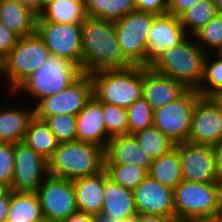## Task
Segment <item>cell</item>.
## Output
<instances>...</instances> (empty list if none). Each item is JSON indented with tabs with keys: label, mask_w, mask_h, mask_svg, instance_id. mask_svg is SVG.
Returning <instances> with one entry per match:
<instances>
[{
	"label": "cell",
	"mask_w": 222,
	"mask_h": 222,
	"mask_svg": "<svg viewBox=\"0 0 222 222\" xmlns=\"http://www.w3.org/2000/svg\"><path fill=\"white\" fill-rule=\"evenodd\" d=\"M93 95L101 102L128 108L143 96V67L103 70L90 75Z\"/></svg>",
	"instance_id": "obj_4"
},
{
	"label": "cell",
	"mask_w": 222,
	"mask_h": 222,
	"mask_svg": "<svg viewBox=\"0 0 222 222\" xmlns=\"http://www.w3.org/2000/svg\"><path fill=\"white\" fill-rule=\"evenodd\" d=\"M189 88L179 80L143 67V97L153 111L180 98Z\"/></svg>",
	"instance_id": "obj_18"
},
{
	"label": "cell",
	"mask_w": 222,
	"mask_h": 222,
	"mask_svg": "<svg viewBox=\"0 0 222 222\" xmlns=\"http://www.w3.org/2000/svg\"><path fill=\"white\" fill-rule=\"evenodd\" d=\"M14 173L10 189L36 192L48 174V161L24 142L14 143Z\"/></svg>",
	"instance_id": "obj_14"
},
{
	"label": "cell",
	"mask_w": 222,
	"mask_h": 222,
	"mask_svg": "<svg viewBox=\"0 0 222 222\" xmlns=\"http://www.w3.org/2000/svg\"><path fill=\"white\" fill-rule=\"evenodd\" d=\"M84 0H56L37 17V21L82 24L86 19Z\"/></svg>",
	"instance_id": "obj_26"
},
{
	"label": "cell",
	"mask_w": 222,
	"mask_h": 222,
	"mask_svg": "<svg viewBox=\"0 0 222 222\" xmlns=\"http://www.w3.org/2000/svg\"><path fill=\"white\" fill-rule=\"evenodd\" d=\"M55 1L56 0H41V13L48 5L52 4Z\"/></svg>",
	"instance_id": "obj_52"
},
{
	"label": "cell",
	"mask_w": 222,
	"mask_h": 222,
	"mask_svg": "<svg viewBox=\"0 0 222 222\" xmlns=\"http://www.w3.org/2000/svg\"><path fill=\"white\" fill-rule=\"evenodd\" d=\"M49 49L37 33L19 38L10 53L0 62V75L8 84L7 92L14 90L50 57Z\"/></svg>",
	"instance_id": "obj_6"
},
{
	"label": "cell",
	"mask_w": 222,
	"mask_h": 222,
	"mask_svg": "<svg viewBox=\"0 0 222 222\" xmlns=\"http://www.w3.org/2000/svg\"><path fill=\"white\" fill-rule=\"evenodd\" d=\"M21 5L39 16L41 14V0H17Z\"/></svg>",
	"instance_id": "obj_46"
},
{
	"label": "cell",
	"mask_w": 222,
	"mask_h": 222,
	"mask_svg": "<svg viewBox=\"0 0 222 222\" xmlns=\"http://www.w3.org/2000/svg\"><path fill=\"white\" fill-rule=\"evenodd\" d=\"M93 95L90 75L82 73L66 89L45 97L34 105L36 117H49L56 114L77 115Z\"/></svg>",
	"instance_id": "obj_11"
},
{
	"label": "cell",
	"mask_w": 222,
	"mask_h": 222,
	"mask_svg": "<svg viewBox=\"0 0 222 222\" xmlns=\"http://www.w3.org/2000/svg\"><path fill=\"white\" fill-rule=\"evenodd\" d=\"M128 135L153 126L154 111L142 96L135 100L128 108Z\"/></svg>",
	"instance_id": "obj_35"
},
{
	"label": "cell",
	"mask_w": 222,
	"mask_h": 222,
	"mask_svg": "<svg viewBox=\"0 0 222 222\" xmlns=\"http://www.w3.org/2000/svg\"><path fill=\"white\" fill-rule=\"evenodd\" d=\"M106 171L73 180L78 211L93 216L102 212L104 203Z\"/></svg>",
	"instance_id": "obj_21"
},
{
	"label": "cell",
	"mask_w": 222,
	"mask_h": 222,
	"mask_svg": "<svg viewBox=\"0 0 222 222\" xmlns=\"http://www.w3.org/2000/svg\"><path fill=\"white\" fill-rule=\"evenodd\" d=\"M200 0H167L168 13L179 17Z\"/></svg>",
	"instance_id": "obj_41"
},
{
	"label": "cell",
	"mask_w": 222,
	"mask_h": 222,
	"mask_svg": "<svg viewBox=\"0 0 222 222\" xmlns=\"http://www.w3.org/2000/svg\"><path fill=\"white\" fill-rule=\"evenodd\" d=\"M43 217L62 222L78 211L72 180L48 175L37 189Z\"/></svg>",
	"instance_id": "obj_12"
},
{
	"label": "cell",
	"mask_w": 222,
	"mask_h": 222,
	"mask_svg": "<svg viewBox=\"0 0 222 222\" xmlns=\"http://www.w3.org/2000/svg\"><path fill=\"white\" fill-rule=\"evenodd\" d=\"M94 222H137V215L126 218H114L101 212L94 216Z\"/></svg>",
	"instance_id": "obj_42"
},
{
	"label": "cell",
	"mask_w": 222,
	"mask_h": 222,
	"mask_svg": "<svg viewBox=\"0 0 222 222\" xmlns=\"http://www.w3.org/2000/svg\"><path fill=\"white\" fill-rule=\"evenodd\" d=\"M221 90L222 55L220 53H213L212 56V53H208L204 62L203 78L196 88V91L201 97H212Z\"/></svg>",
	"instance_id": "obj_32"
},
{
	"label": "cell",
	"mask_w": 222,
	"mask_h": 222,
	"mask_svg": "<svg viewBox=\"0 0 222 222\" xmlns=\"http://www.w3.org/2000/svg\"><path fill=\"white\" fill-rule=\"evenodd\" d=\"M43 217L37 192L11 190V202L7 222H34Z\"/></svg>",
	"instance_id": "obj_28"
},
{
	"label": "cell",
	"mask_w": 222,
	"mask_h": 222,
	"mask_svg": "<svg viewBox=\"0 0 222 222\" xmlns=\"http://www.w3.org/2000/svg\"><path fill=\"white\" fill-rule=\"evenodd\" d=\"M216 185H217V190H218V201L220 205L221 219H222V177L218 178Z\"/></svg>",
	"instance_id": "obj_49"
},
{
	"label": "cell",
	"mask_w": 222,
	"mask_h": 222,
	"mask_svg": "<svg viewBox=\"0 0 222 222\" xmlns=\"http://www.w3.org/2000/svg\"><path fill=\"white\" fill-rule=\"evenodd\" d=\"M103 119L109 138L117 135H128V110L102 102Z\"/></svg>",
	"instance_id": "obj_36"
},
{
	"label": "cell",
	"mask_w": 222,
	"mask_h": 222,
	"mask_svg": "<svg viewBox=\"0 0 222 222\" xmlns=\"http://www.w3.org/2000/svg\"><path fill=\"white\" fill-rule=\"evenodd\" d=\"M1 109L0 106V142H23L29 122L34 117V107L14 106Z\"/></svg>",
	"instance_id": "obj_23"
},
{
	"label": "cell",
	"mask_w": 222,
	"mask_h": 222,
	"mask_svg": "<svg viewBox=\"0 0 222 222\" xmlns=\"http://www.w3.org/2000/svg\"><path fill=\"white\" fill-rule=\"evenodd\" d=\"M23 142L46 161L52 158L59 145L45 120L37 118L35 115L29 122Z\"/></svg>",
	"instance_id": "obj_25"
},
{
	"label": "cell",
	"mask_w": 222,
	"mask_h": 222,
	"mask_svg": "<svg viewBox=\"0 0 222 222\" xmlns=\"http://www.w3.org/2000/svg\"><path fill=\"white\" fill-rule=\"evenodd\" d=\"M88 17L116 22L136 11L135 0H84Z\"/></svg>",
	"instance_id": "obj_29"
},
{
	"label": "cell",
	"mask_w": 222,
	"mask_h": 222,
	"mask_svg": "<svg viewBox=\"0 0 222 222\" xmlns=\"http://www.w3.org/2000/svg\"><path fill=\"white\" fill-rule=\"evenodd\" d=\"M155 14L133 11L114 22L124 58L132 66L147 67V40Z\"/></svg>",
	"instance_id": "obj_7"
},
{
	"label": "cell",
	"mask_w": 222,
	"mask_h": 222,
	"mask_svg": "<svg viewBox=\"0 0 222 222\" xmlns=\"http://www.w3.org/2000/svg\"><path fill=\"white\" fill-rule=\"evenodd\" d=\"M187 36L179 17L170 13L156 15L146 43L147 67L151 66L168 49L181 43Z\"/></svg>",
	"instance_id": "obj_16"
},
{
	"label": "cell",
	"mask_w": 222,
	"mask_h": 222,
	"mask_svg": "<svg viewBox=\"0 0 222 222\" xmlns=\"http://www.w3.org/2000/svg\"><path fill=\"white\" fill-rule=\"evenodd\" d=\"M222 140V111L212 97H200L194 107L188 142L214 146Z\"/></svg>",
	"instance_id": "obj_15"
},
{
	"label": "cell",
	"mask_w": 222,
	"mask_h": 222,
	"mask_svg": "<svg viewBox=\"0 0 222 222\" xmlns=\"http://www.w3.org/2000/svg\"><path fill=\"white\" fill-rule=\"evenodd\" d=\"M11 202V190L0 198V222H7L8 212Z\"/></svg>",
	"instance_id": "obj_43"
},
{
	"label": "cell",
	"mask_w": 222,
	"mask_h": 222,
	"mask_svg": "<svg viewBox=\"0 0 222 222\" xmlns=\"http://www.w3.org/2000/svg\"><path fill=\"white\" fill-rule=\"evenodd\" d=\"M175 217L221 219L216 183L182 182L173 190Z\"/></svg>",
	"instance_id": "obj_8"
},
{
	"label": "cell",
	"mask_w": 222,
	"mask_h": 222,
	"mask_svg": "<svg viewBox=\"0 0 222 222\" xmlns=\"http://www.w3.org/2000/svg\"><path fill=\"white\" fill-rule=\"evenodd\" d=\"M45 120L59 143L76 141V116L56 114L49 117H37Z\"/></svg>",
	"instance_id": "obj_37"
},
{
	"label": "cell",
	"mask_w": 222,
	"mask_h": 222,
	"mask_svg": "<svg viewBox=\"0 0 222 222\" xmlns=\"http://www.w3.org/2000/svg\"><path fill=\"white\" fill-rule=\"evenodd\" d=\"M102 213L111 215L114 218H126L138 215L133 191L107 178Z\"/></svg>",
	"instance_id": "obj_24"
},
{
	"label": "cell",
	"mask_w": 222,
	"mask_h": 222,
	"mask_svg": "<svg viewBox=\"0 0 222 222\" xmlns=\"http://www.w3.org/2000/svg\"><path fill=\"white\" fill-rule=\"evenodd\" d=\"M184 181L216 183L219 176L213 146L183 142L176 144Z\"/></svg>",
	"instance_id": "obj_13"
},
{
	"label": "cell",
	"mask_w": 222,
	"mask_h": 222,
	"mask_svg": "<svg viewBox=\"0 0 222 222\" xmlns=\"http://www.w3.org/2000/svg\"><path fill=\"white\" fill-rule=\"evenodd\" d=\"M14 144L0 142V182L11 187L14 173Z\"/></svg>",
	"instance_id": "obj_38"
},
{
	"label": "cell",
	"mask_w": 222,
	"mask_h": 222,
	"mask_svg": "<svg viewBox=\"0 0 222 222\" xmlns=\"http://www.w3.org/2000/svg\"><path fill=\"white\" fill-rule=\"evenodd\" d=\"M19 37L0 22V62L17 44Z\"/></svg>",
	"instance_id": "obj_39"
},
{
	"label": "cell",
	"mask_w": 222,
	"mask_h": 222,
	"mask_svg": "<svg viewBox=\"0 0 222 222\" xmlns=\"http://www.w3.org/2000/svg\"><path fill=\"white\" fill-rule=\"evenodd\" d=\"M148 175L163 186L174 190L183 180L178 150L173 148L170 152L153 159Z\"/></svg>",
	"instance_id": "obj_27"
},
{
	"label": "cell",
	"mask_w": 222,
	"mask_h": 222,
	"mask_svg": "<svg viewBox=\"0 0 222 222\" xmlns=\"http://www.w3.org/2000/svg\"><path fill=\"white\" fill-rule=\"evenodd\" d=\"M109 139L103 119L102 102L92 95L76 115V141L105 149Z\"/></svg>",
	"instance_id": "obj_19"
},
{
	"label": "cell",
	"mask_w": 222,
	"mask_h": 222,
	"mask_svg": "<svg viewBox=\"0 0 222 222\" xmlns=\"http://www.w3.org/2000/svg\"><path fill=\"white\" fill-rule=\"evenodd\" d=\"M104 165H137L149 172L153 159L140 148L133 135H117L104 149Z\"/></svg>",
	"instance_id": "obj_20"
},
{
	"label": "cell",
	"mask_w": 222,
	"mask_h": 222,
	"mask_svg": "<svg viewBox=\"0 0 222 222\" xmlns=\"http://www.w3.org/2000/svg\"><path fill=\"white\" fill-rule=\"evenodd\" d=\"M214 4L216 5L217 12L222 14V0H214Z\"/></svg>",
	"instance_id": "obj_53"
},
{
	"label": "cell",
	"mask_w": 222,
	"mask_h": 222,
	"mask_svg": "<svg viewBox=\"0 0 222 222\" xmlns=\"http://www.w3.org/2000/svg\"><path fill=\"white\" fill-rule=\"evenodd\" d=\"M81 37L82 73L132 66L121 52L113 21L87 16L81 24Z\"/></svg>",
	"instance_id": "obj_1"
},
{
	"label": "cell",
	"mask_w": 222,
	"mask_h": 222,
	"mask_svg": "<svg viewBox=\"0 0 222 222\" xmlns=\"http://www.w3.org/2000/svg\"><path fill=\"white\" fill-rule=\"evenodd\" d=\"M218 14L214 0H200L179 16L186 34L193 36Z\"/></svg>",
	"instance_id": "obj_30"
},
{
	"label": "cell",
	"mask_w": 222,
	"mask_h": 222,
	"mask_svg": "<svg viewBox=\"0 0 222 222\" xmlns=\"http://www.w3.org/2000/svg\"><path fill=\"white\" fill-rule=\"evenodd\" d=\"M212 98L219 105L222 111V90L218 91L214 96H212Z\"/></svg>",
	"instance_id": "obj_51"
},
{
	"label": "cell",
	"mask_w": 222,
	"mask_h": 222,
	"mask_svg": "<svg viewBox=\"0 0 222 222\" xmlns=\"http://www.w3.org/2000/svg\"><path fill=\"white\" fill-rule=\"evenodd\" d=\"M37 17L17 0H0V22L19 38L36 33Z\"/></svg>",
	"instance_id": "obj_22"
},
{
	"label": "cell",
	"mask_w": 222,
	"mask_h": 222,
	"mask_svg": "<svg viewBox=\"0 0 222 222\" xmlns=\"http://www.w3.org/2000/svg\"><path fill=\"white\" fill-rule=\"evenodd\" d=\"M206 56L194 37L187 36L160 55L150 67L162 75L182 81L188 88L196 89L203 78Z\"/></svg>",
	"instance_id": "obj_3"
},
{
	"label": "cell",
	"mask_w": 222,
	"mask_h": 222,
	"mask_svg": "<svg viewBox=\"0 0 222 222\" xmlns=\"http://www.w3.org/2000/svg\"><path fill=\"white\" fill-rule=\"evenodd\" d=\"M193 37L207 54L219 53L222 50V14L218 13Z\"/></svg>",
	"instance_id": "obj_34"
},
{
	"label": "cell",
	"mask_w": 222,
	"mask_h": 222,
	"mask_svg": "<svg viewBox=\"0 0 222 222\" xmlns=\"http://www.w3.org/2000/svg\"><path fill=\"white\" fill-rule=\"evenodd\" d=\"M136 11L148 12L155 15L168 13L167 0H135Z\"/></svg>",
	"instance_id": "obj_40"
},
{
	"label": "cell",
	"mask_w": 222,
	"mask_h": 222,
	"mask_svg": "<svg viewBox=\"0 0 222 222\" xmlns=\"http://www.w3.org/2000/svg\"><path fill=\"white\" fill-rule=\"evenodd\" d=\"M200 97L196 89L189 88L177 100L154 111L153 126L175 144L188 141L193 110Z\"/></svg>",
	"instance_id": "obj_9"
},
{
	"label": "cell",
	"mask_w": 222,
	"mask_h": 222,
	"mask_svg": "<svg viewBox=\"0 0 222 222\" xmlns=\"http://www.w3.org/2000/svg\"><path fill=\"white\" fill-rule=\"evenodd\" d=\"M36 33L46 44L50 55L72 62L82 72L81 24L36 21Z\"/></svg>",
	"instance_id": "obj_10"
},
{
	"label": "cell",
	"mask_w": 222,
	"mask_h": 222,
	"mask_svg": "<svg viewBox=\"0 0 222 222\" xmlns=\"http://www.w3.org/2000/svg\"><path fill=\"white\" fill-rule=\"evenodd\" d=\"M62 222H94V216L86 212L76 211Z\"/></svg>",
	"instance_id": "obj_45"
},
{
	"label": "cell",
	"mask_w": 222,
	"mask_h": 222,
	"mask_svg": "<svg viewBox=\"0 0 222 222\" xmlns=\"http://www.w3.org/2000/svg\"><path fill=\"white\" fill-rule=\"evenodd\" d=\"M34 222H53L51 220H49L48 218L46 217H42L41 219L37 220V221H34Z\"/></svg>",
	"instance_id": "obj_54"
},
{
	"label": "cell",
	"mask_w": 222,
	"mask_h": 222,
	"mask_svg": "<svg viewBox=\"0 0 222 222\" xmlns=\"http://www.w3.org/2000/svg\"><path fill=\"white\" fill-rule=\"evenodd\" d=\"M104 149L86 142L59 143L48 161V174L76 180L101 172L104 169Z\"/></svg>",
	"instance_id": "obj_2"
},
{
	"label": "cell",
	"mask_w": 222,
	"mask_h": 222,
	"mask_svg": "<svg viewBox=\"0 0 222 222\" xmlns=\"http://www.w3.org/2000/svg\"><path fill=\"white\" fill-rule=\"evenodd\" d=\"M216 220L211 217L182 216L175 217L173 222H215Z\"/></svg>",
	"instance_id": "obj_48"
},
{
	"label": "cell",
	"mask_w": 222,
	"mask_h": 222,
	"mask_svg": "<svg viewBox=\"0 0 222 222\" xmlns=\"http://www.w3.org/2000/svg\"><path fill=\"white\" fill-rule=\"evenodd\" d=\"M133 136L137 140L142 151L152 159L159 158L167 152H170L176 145L154 126L139 131L133 134Z\"/></svg>",
	"instance_id": "obj_31"
},
{
	"label": "cell",
	"mask_w": 222,
	"mask_h": 222,
	"mask_svg": "<svg viewBox=\"0 0 222 222\" xmlns=\"http://www.w3.org/2000/svg\"><path fill=\"white\" fill-rule=\"evenodd\" d=\"M215 159H216V168L219 177H222V140L213 146Z\"/></svg>",
	"instance_id": "obj_47"
},
{
	"label": "cell",
	"mask_w": 222,
	"mask_h": 222,
	"mask_svg": "<svg viewBox=\"0 0 222 222\" xmlns=\"http://www.w3.org/2000/svg\"><path fill=\"white\" fill-rule=\"evenodd\" d=\"M108 178L118 185L134 191L148 176V172L137 165H104Z\"/></svg>",
	"instance_id": "obj_33"
},
{
	"label": "cell",
	"mask_w": 222,
	"mask_h": 222,
	"mask_svg": "<svg viewBox=\"0 0 222 222\" xmlns=\"http://www.w3.org/2000/svg\"><path fill=\"white\" fill-rule=\"evenodd\" d=\"M175 217H166L153 214H138L137 222H173Z\"/></svg>",
	"instance_id": "obj_44"
},
{
	"label": "cell",
	"mask_w": 222,
	"mask_h": 222,
	"mask_svg": "<svg viewBox=\"0 0 222 222\" xmlns=\"http://www.w3.org/2000/svg\"><path fill=\"white\" fill-rule=\"evenodd\" d=\"M215 222H222V219L216 220Z\"/></svg>",
	"instance_id": "obj_55"
},
{
	"label": "cell",
	"mask_w": 222,
	"mask_h": 222,
	"mask_svg": "<svg viewBox=\"0 0 222 222\" xmlns=\"http://www.w3.org/2000/svg\"><path fill=\"white\" fill-rule=\"evenodd\" d=\"M81 74V69L72 62L51 55L46 63L8 94L19 95L23 91L35 100L31 102H36V105L43 98L66 89Z\"/></svg>",
	"instance_id": "obj_5"
},
{
	"label": "cell",
	"mask_w": 222,
	"mask_h": 222,
	"mask_svg": "<svg viewBox=\"0 0 222 222\" xmlns=\"http://www.w3.org/2000/svg\"><path fill=\"white\" fill-rule=\"evenodd\" d=\"M138 214L175 217L173 190L149 175L133 191Z\"/></svg>",
	"instance_id": "obj_17"
},
{
	"label": "cell",
	"mask_w": 222,
	"mask_h": 222,
	"mask_svg": "<svg viewBox=\"0 0 222 222\" xmlns=\"http://www.w3.org/2000/svg\"><path fill=\"white\" fill-rule=\"evenodd\" d=\"M10 190L9 185L0 182V198L4 197Z\"/></svg>",
	"instance_id": "obj_50"
}]
</instances>
